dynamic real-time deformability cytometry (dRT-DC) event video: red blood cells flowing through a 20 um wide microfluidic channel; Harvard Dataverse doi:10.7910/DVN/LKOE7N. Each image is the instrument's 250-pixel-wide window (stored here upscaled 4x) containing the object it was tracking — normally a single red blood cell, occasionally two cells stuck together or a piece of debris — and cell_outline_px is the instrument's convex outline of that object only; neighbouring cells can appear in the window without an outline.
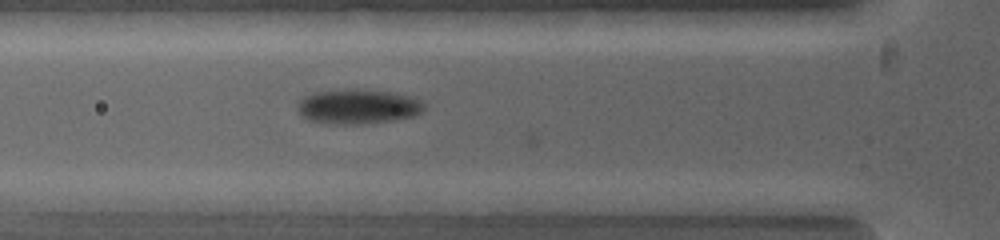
{"species": "common noctule bat (a hibernating species)", "species_latin": "Nyctalus noctula", "temperature_condition": "warm", "stored_images_in_passage": 7, "camera_frame_rate_fps": 5000, "um_per_image_px": 0.085, "animal": {"sex": "female", "body_mass_g": 19.0, "forearm_length_mm": 53.3}, "frame": {"image": 1, "passage_image": 6, "time_ms": 1.0, "image_size_px": [1000, 240], "cell_outline_px": [[424, 108], [420, 112], [412, 116], [388, 120], [356, 124], [320, 124], [308, 120], [300, 112], [300, 100], [308, 96], [320, 92], [388, 92], [404, 96], [416, 100], [424, 104]], "centroid_in_image_um": [30.39, 9.13], "position_along_channel_um": 95.4, "area_um2": 23.7}}